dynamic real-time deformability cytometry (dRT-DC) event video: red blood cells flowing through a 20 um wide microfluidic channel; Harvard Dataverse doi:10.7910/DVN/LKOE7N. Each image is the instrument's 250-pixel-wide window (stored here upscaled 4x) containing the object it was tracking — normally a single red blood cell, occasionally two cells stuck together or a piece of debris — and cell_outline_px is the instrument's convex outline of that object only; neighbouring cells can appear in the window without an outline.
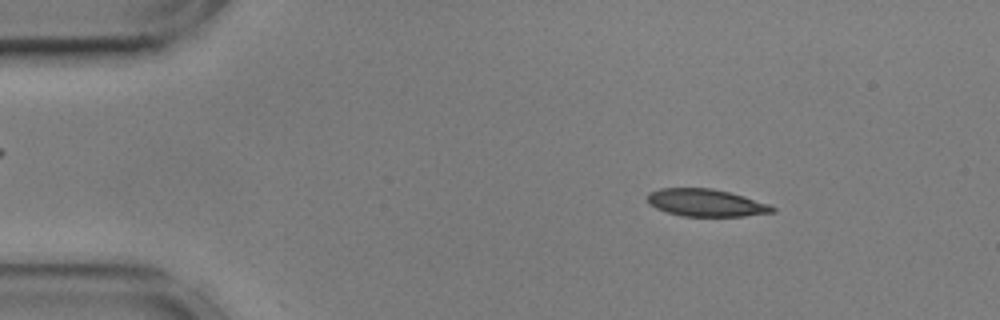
{"species": "common noctule bat (a hibernating species)", "species_latin": "Nyctalus noctula", "temperature_condition": "cold", "stored_images_in_passage": 54, "camera_frame_rate_fps": 3000, "um_per_image_px": 0.085, "animal": {"sex": "male", "body_mass_g": 17.9, "forearm_length_mm": 54.2}, "frame": {"image": 1, "passage_image": 7, "time_ms": 2.0, "image_size_px": [1000, 320], "cell_outline_px": [[776, 212], [744, 216], [680, 216], [656, 208], [648, 200], [648, 192], [660, 188], [712, 188], [744, 196], [768, 204], [776, 208]], "centroid_in_image_um": [60.02, 17.23], "position_along_channel_um": 25.0, "area_um2": 19.83}}
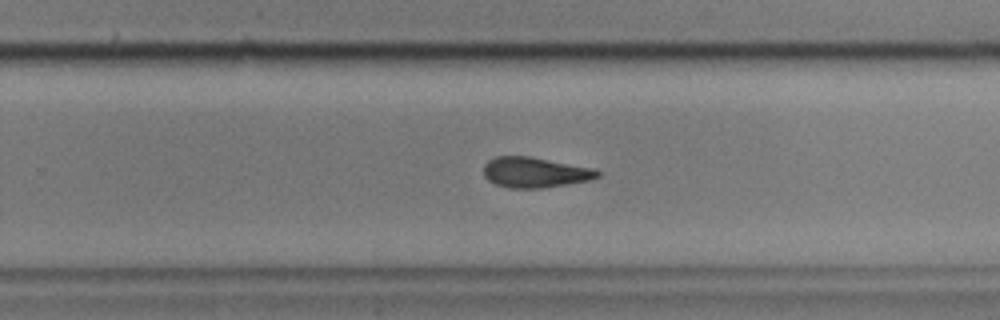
{"frame": {"image": 2, "passage_image": 34, "time_ms": 11.0, "image_size_px": [1000, 320], "cell_outline_px": [[600, 176], [592, 180], [544, 188], [508, 188], [496, 184], [488, 180], [484, 176], [484, 164], [488, 160], [496, 156], [528, 156], [596, 168], [600, 172]], "centroid_in_image_um": [45.5, 14.65], "position_along_channel_um": 284.3, "area_um2": 20.4}}
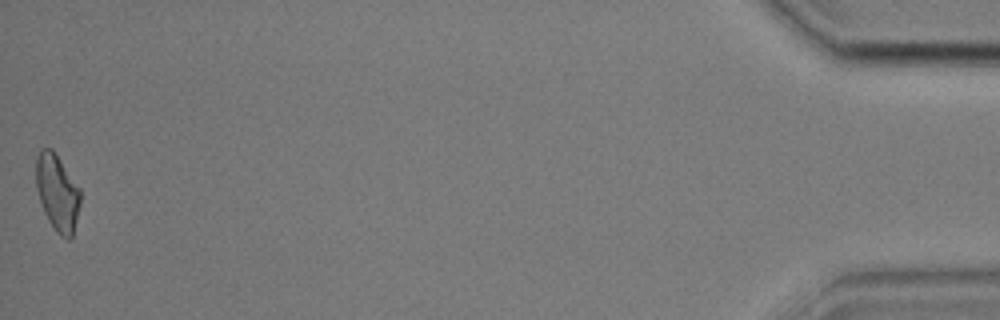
{"frame": {"image": 3, "passage_image": 54, "time_ms": 17.667, "image_size_px": [1000, 320], "cell_outline_px": [[80, 204], [72, 236], [68, 240], [60, 236], [56, 232], [48, 220], [44, 212], [36, 188], [36, 156], [40, 148], [52, 148], [80, 188]], "centroid_in_image_um": [4.86, 16.36], "position_along_channel_um": 430.3, "area_um2": 19.77}, "authors_computed_cell_mechanics": {"area_um2": 20.519, "velocity_mm_per_s": 3.599, "shape_relaxation_time_tau1_ms": 7.8991, "shape_relaxation_time_tau2_ms": 5.9773, "deformation_change_tau1": 0.1646, "deformation_change_tau2": 0.1291}}